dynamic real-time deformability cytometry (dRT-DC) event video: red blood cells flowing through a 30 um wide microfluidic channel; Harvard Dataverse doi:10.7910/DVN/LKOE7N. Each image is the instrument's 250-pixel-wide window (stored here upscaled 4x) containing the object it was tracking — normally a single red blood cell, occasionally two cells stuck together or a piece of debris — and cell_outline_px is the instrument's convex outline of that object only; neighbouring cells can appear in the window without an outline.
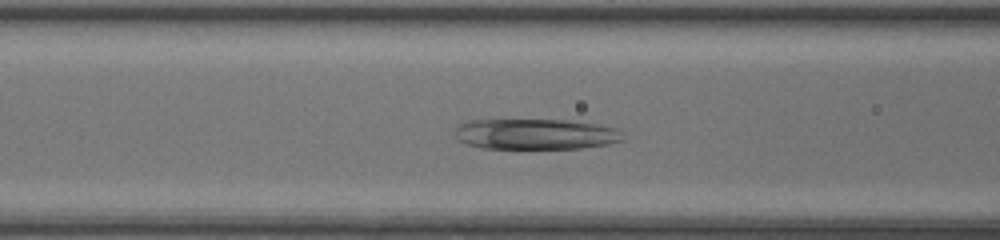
{"species": "common noctule bat (a hibernating species)", "species_latin": "Nyctalus noctula", "temperature_condition": "room temperature", "stored_images_in_passage": 43, "camera_frame_rate_fps": 3000, "um_per_image_px": 0.085, "animal": {"sex": "female", "body_mass_g": 20.0, "forearm_length_mm": 54.0}, "frame": {"image": 1, "passage_image": 15, "time_ms": 4.667, "image_size_px": [1000, 240], "cell_outline_px": [[624, 140], [608, 144], [580, 148], [484, 148], [468, 144], [460, 140], [452, 132], [460, 124], [468, 120], [568, 120], [596, 124], [620, 128]], "centroid_in_image_um": [45.55, 11.39], "position_along_channel_um": 121.0, "area_um2": 30.0}}
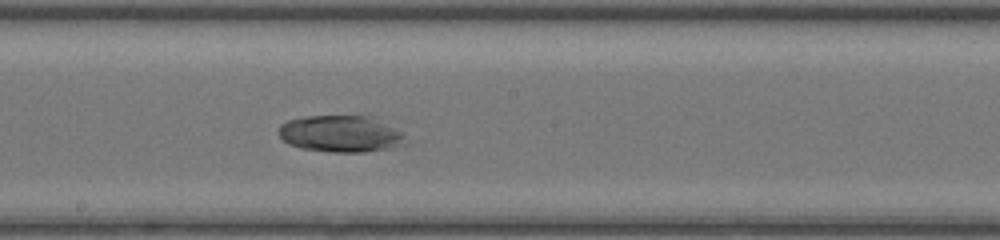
{"frame": {"image": 2, "passage_image": 22, "time_ms": 7.0, "image_size_px": [1000, 240], "cell_outline_px": [[408, 144], [364, 152], [332, 152], [300, 148], [288, 144], [280, 136], [280, 124], [288, 120], [304, 116], [372, 116], [400, 132], [404, 136]], "centroid_in_image_um": [28.94, 11.37], "position_along_channel_um": 219.3, "area_um2": 26.93}}
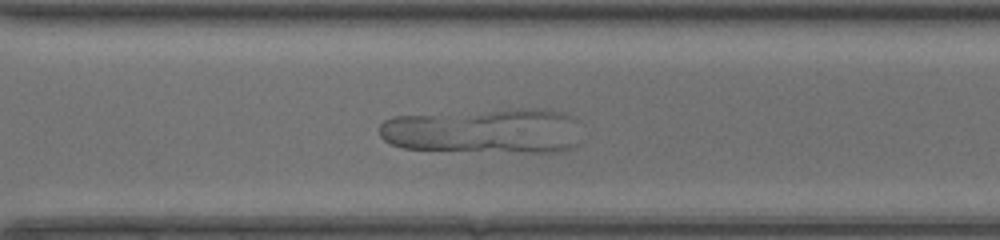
{"frame": {"image": 3, "passage_image": 30, "time_ms": 9.667, "image_size_px": [1000, 240], "cell_outline_px": [[576, 144], [568, 148], [548, 152], [532, 152], [404, 148], [392, 144], [384, 140], [380, 136], [380, 124], [384, 120], [392, 116], [440, 116]], "centroid_in_image_um": [39.18, 11.55], "position_along_channel_um": 331.4, "area_um2": 32.95}}